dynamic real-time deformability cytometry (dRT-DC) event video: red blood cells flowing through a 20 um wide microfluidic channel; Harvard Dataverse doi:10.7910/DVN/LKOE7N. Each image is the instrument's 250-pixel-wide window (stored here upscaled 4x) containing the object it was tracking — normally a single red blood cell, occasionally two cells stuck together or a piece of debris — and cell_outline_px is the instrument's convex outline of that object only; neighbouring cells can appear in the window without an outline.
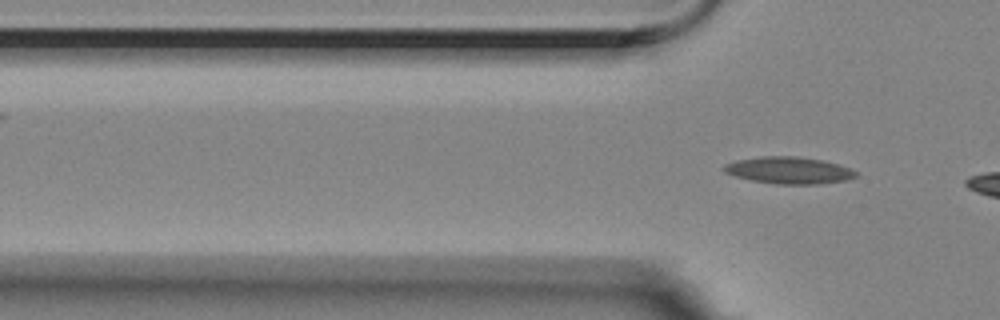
{"species": "Egyptian fruit bat (a non-hibernating species)", "species_latin": "Rousettus aegyptiacus", "temperature_condition": "room temperature", "stored_images_in_passage": 4, "camera_frame_rate_fps": 3000, "um_per_image_px": 0.085, "animal": {"sex": "female"}, "frame": {"image": 1, "passage_image": 4, "time_ms": 1.0, "image_size_px": [1000, 320], "cell_outline_px": [[856, 176], [848, 180], [816, 184], [776, 184], [752, 180], [736, 176], [724, 172], [720, 168], [724, 164], [736, 160], [760, 156], [796, 156], [824, 160], [852, 168], [856, 172]], "centroid_in_image_um": [67.04, 14.47], "position_along_channel_um": 58.8, "area_um2": 20.81}}